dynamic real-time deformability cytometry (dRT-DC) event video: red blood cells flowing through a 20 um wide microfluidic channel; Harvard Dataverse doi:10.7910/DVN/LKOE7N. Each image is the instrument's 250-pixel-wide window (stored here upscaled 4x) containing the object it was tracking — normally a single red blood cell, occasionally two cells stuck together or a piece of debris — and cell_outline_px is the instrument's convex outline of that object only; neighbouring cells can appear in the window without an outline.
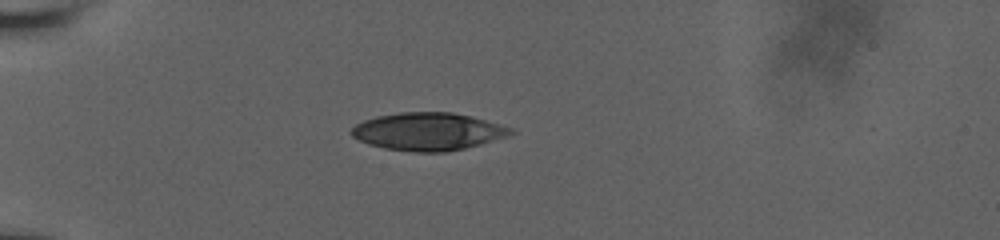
{"species": "human", "species_latin": "Homo sapiens", "temperature_condition": "room temperature", "stored_images_in_passage": 40, "camera_frame_rate_fps": 3000, "um_per_image_px": 0.085, "donor": {"sex": "male"}, "frame": {"image": 1, "passage_image": 1, "time_ms": 0.0, "image_size_px": [1000, 240], "cell_outline_px": [[516, 132], [508, 136], [480, 144], [448, 152], [412, 152], [384, 148], [368, 144], [352, 136], [348, 132], [356, 124], [364, 120], [376, 116], [400, 112], [452, 112], [472, 116], [500, 124], [512, 128]], "centroid_in_image_um": [36.38, 11.18], "position_along_channel_um": 48.6, "area_um2": 35.14}}
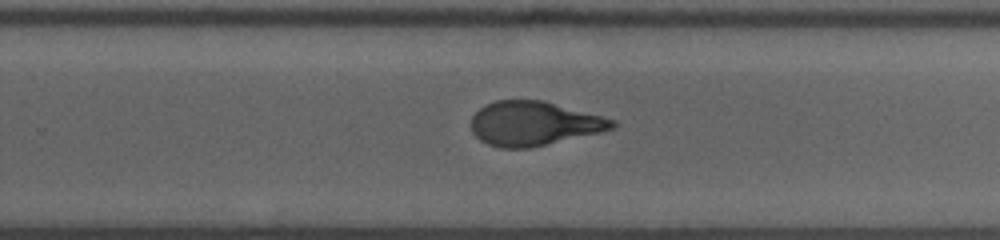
{"frame": {"image": 2, "passage_image": 22, "time_ms": 7.0, "image_size_px": [1000, 240], "cell_outline_px": [[616, 124], [612, 128], [600, 132], [528, 148], [500, 148], [488, 144], [480, 140], [472, 132], [472, 116], [484, 104], [496, 100], [544, 100], [616, 120]], "centroid_in_image_um": [45.35, 10.49], "position_along_channel_um": 284.5, "area_um2": 36.13}}
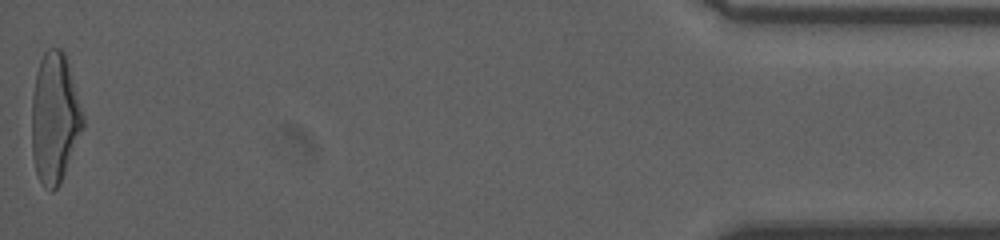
{"frame": {"image": 3, "passage_image": 40, "time_ms": 13.0, "image_size_px": [1000, 240], "cell_outline_px": [[84, 124], [60, 184], [52, 192], [44, 188], [36, 172], [32, 156], [32, 96], [36, 72], [40, 60], [44, 52], [48, 48], [60, 48], [64, 52], [68, 64], [84, 116]], "centroid_in_image_um": [4.63, 10.04], "position_along_channel_um": 430.6, "area_um2": 38.61}, "authors_computed_cell_mechanics": {"area_um2": 37.2232, "velocity_mm_per_s": 3.8361, "shape_relaxation_time_tau1_ms": 5.3496, "shape_relaxation_time_tau2_ms": 1.1149, "deformation_change_tau1": 0.2075, "deformation_change_tau2": 0.0849}}